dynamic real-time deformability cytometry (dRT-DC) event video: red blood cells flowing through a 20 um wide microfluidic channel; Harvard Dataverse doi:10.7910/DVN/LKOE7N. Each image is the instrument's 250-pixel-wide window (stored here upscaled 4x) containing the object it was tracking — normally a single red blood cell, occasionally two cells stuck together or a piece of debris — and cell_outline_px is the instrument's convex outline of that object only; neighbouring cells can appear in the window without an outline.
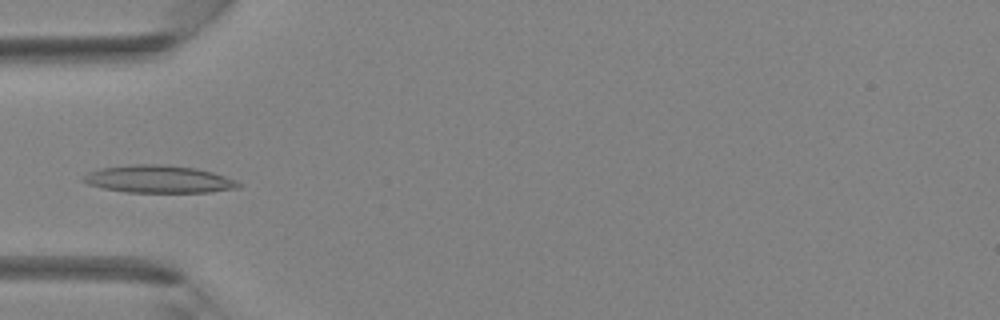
{"species": "Egyptian fruit bat (a non-hibernating species)", "species_latin": "Rousettus aegyptiacus", "temperature_condition": "room temperature", "stored_images_in_passage": 3, "camera_frame_rate_fps": 3000, "um_per_image_px": 0.085, "animal": {"sex": "female"}, "frame": {"image": 1, "passage_image": 2, "time_ms": 1.333, "image_size_px": [1000, 320], "cell_outline_px": [[244, 184], [240, 188], [208, 192], [124, 192], [104, 188], [88, 184], [80, 180], [88, 172], [100, 168], [128, 164], [164, 164], [196, 168], [212, 172], [236, 180]], "centroid_in_image_um": [13.5, 15.22], "position_along_channel_um": 71.5, "area_um2": 25.09}}
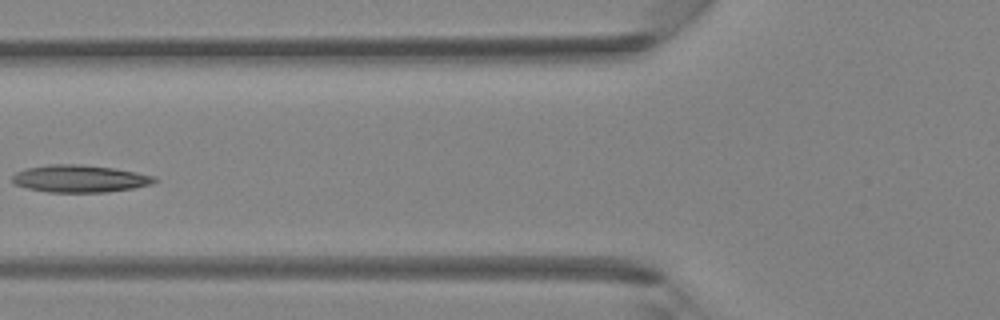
{"frame": {"image": 2, "passage_image": 3, "time_ms": 2.333, "image_size_px": [1000, 320], "cell_outline_px": [[160, 180], [152, 184], [132, 188], [108, 192], [48, 192], [28, 188], [16, 184], [12, 180], [12, 176], [16, 172], [24, 168], [48, 164], [76, 164], [112, 168], [136, 172], [156, 176]], "centroid_in_image_um": [6.8, 15.18], "position_along_channel_um": 119.0, "area_um2": 22.66}}